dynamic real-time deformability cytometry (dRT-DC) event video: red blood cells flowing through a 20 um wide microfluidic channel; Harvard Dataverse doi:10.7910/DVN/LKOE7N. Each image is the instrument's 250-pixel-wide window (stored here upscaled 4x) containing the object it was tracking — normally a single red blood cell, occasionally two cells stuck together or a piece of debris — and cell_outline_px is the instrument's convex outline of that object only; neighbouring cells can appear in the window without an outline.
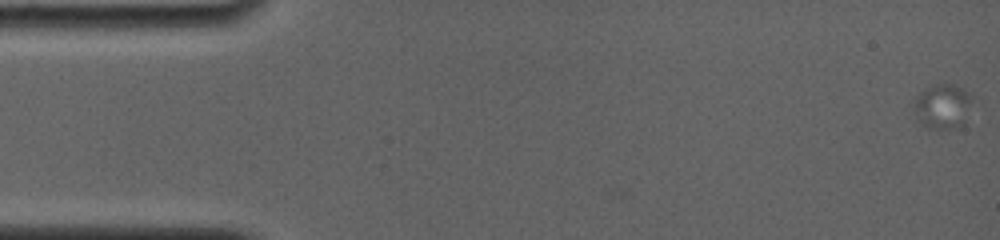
{"species": "common noctule bat (a hibernating species)", "species_latin": "Nyctalus noctula", "temperature_condition": "room temperature", "stored_images_in_passage": 8, "camera_frame_rate_fps": 4000, "um_per_image_px": 0.085, "animal": {"sex": "female", "body_mass_g": 19.0, "forearm_length_mm": 56.7}, "frame": {"image": 1, "passage_image": 1, "time_ms": 0.0, "image_size_px": [1000, 240], "cell_outline_px": [[968, 96], [964, 124], [960, 128], [928, 128], [912, 120], [916, 100], [920, 92], [936, 84], [952, 84], [960, 88]], "centroid_in_image_um": [79.99, 9.1], "position_along_channel_um": 5.0, "area_um2": 14.62}}